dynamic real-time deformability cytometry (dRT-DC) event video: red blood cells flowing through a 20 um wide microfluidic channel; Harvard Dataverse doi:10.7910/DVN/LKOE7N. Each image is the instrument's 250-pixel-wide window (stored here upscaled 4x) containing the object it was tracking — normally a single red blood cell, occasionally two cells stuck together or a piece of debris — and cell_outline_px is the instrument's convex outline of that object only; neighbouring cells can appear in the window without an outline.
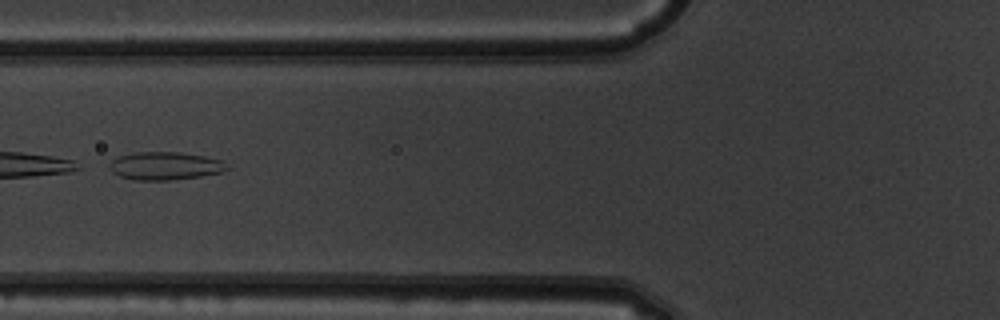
{"species": "common noctule bat (a hibernating species)", "species_latin": "Nyctalus noctula", "temperature_condition": "warm", "stored_images_in_passage": 49, "camera_frame_rate_fps": 3000, "um_per_image_px": 0.085, "animal": {"sex": "male", "body_mass_g": 19.5, "forearm_length_mm": 54.6}, "frame": {"image": 1, "passage_image": 20, "time_ms": 6.333, "image_size_px": [1000, 320], "cell_outline_px": [[232, 168], [224, 172], [200, 176], [172, 180], [132, 180], [120, 176], [112, 172], [108, 168], [108, 164], [116, 156], [132, 152], [180, 152], [204, 156], [224, 160]], "centroid_in_image_um": [14.05, 14.09], "position_along_channel_um": 111.8, "area_um2": 19.65}}
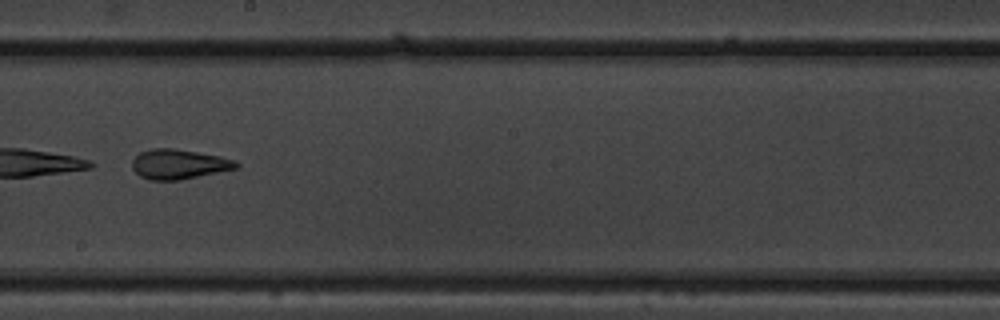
{"frame": {"image": 2, "passage_image": 29, "time_ms": 9.333, "image_size_px": [1000, 320], "cell_outline_px": [[240, 168], [180, 180], [152, 180], [140, 176], [132, 168], [132, 160], [140, 152], [148, 148], [172, 148], [220, 156], [236, 160], [240, 164]], "centroid_in_image_um": [15.23, 13.95], "position_along_channel_um": 233.0, "area_um2": 18.21}}
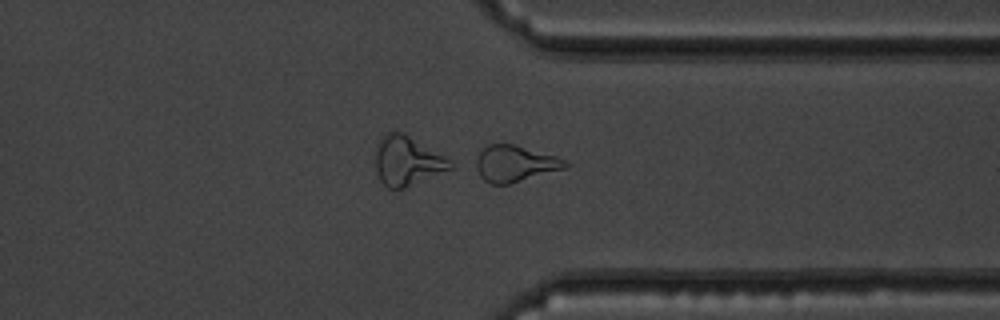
{"frame": {"image": 3, "passage_image": 39, "time_ms": 12.667, "image_size_px": [1000, 320], "cell_outline_px": [[572, 164], [568, 168], [508, 184], [492, 184], [484, 180], [480, 176], [476, 168], [476, 160], [480, 152], [488, 144], [512, 144], [556, 156], [568, 160]], "centroid_in_image_um": [43.83, 13.91], "position_along_channel_um": 367.6, "area_um2": 18.9}}